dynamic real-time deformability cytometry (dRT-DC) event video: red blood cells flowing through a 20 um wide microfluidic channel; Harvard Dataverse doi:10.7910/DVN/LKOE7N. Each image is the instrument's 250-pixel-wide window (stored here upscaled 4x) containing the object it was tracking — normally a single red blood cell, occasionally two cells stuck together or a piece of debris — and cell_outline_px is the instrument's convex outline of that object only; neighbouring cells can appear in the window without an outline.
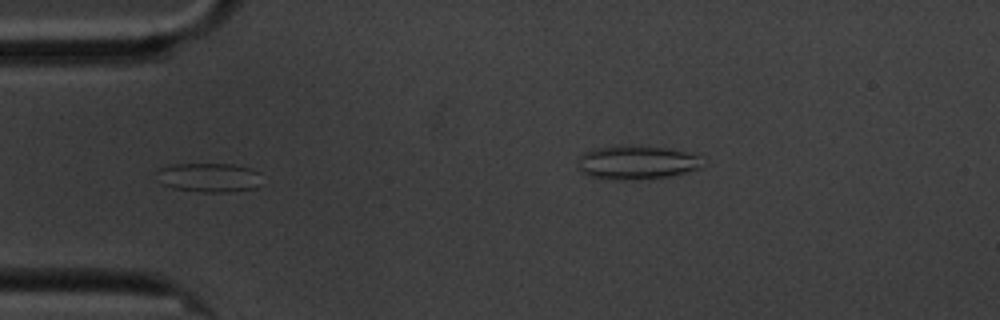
{"species": "common noctule bat (a hibernating species)", "species_latin": "Nyctalus noctula", "temperature_condition": "cold", "stored_images_in_passage": 36, "segment_of_instrument_passage": [1, 2], "camera_frame_rate_fps": 3000, "um_per_image_px": 0.085, "animal": {"sex": "male", "body_mass_g": 20.1, "forearm_length_mm": 53.5}, "frame": {"image": 1, "passage_image": 3, "time_ms": 0.667, "image_size_px": [1000, 320], "cell_outline_px": [[260, 172], [256, 188], [232, 192], [204, 192], [172, 188], [164, 184], [156, 172], [156, 168], [172, 164], [232, 164], [252, 168]], "centroid_in_image_um": [17.76, 15.08], "position_along_channel_um": 67.2, "area_um2": 17.86}}
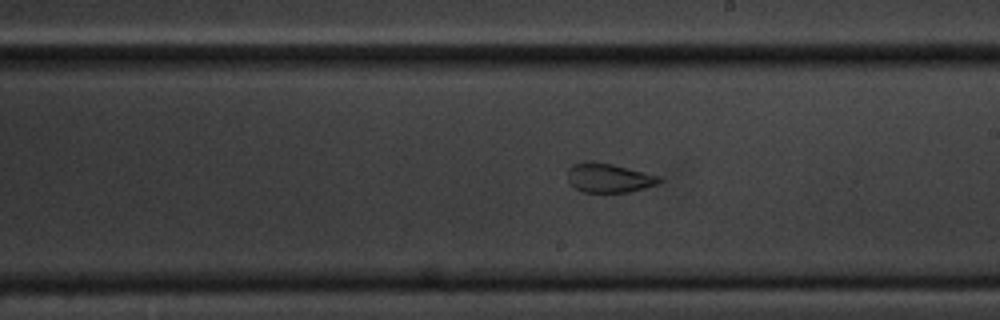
{"frame": {"image": 2, "passage_image": 18, "time_ms": 5.667, "image_size_px": [1000, 320], "cell_outline_px": [[664, 180], [660, 184], [632, 192], [584, 192], [568, 184], [568, 168], [572, 164], [588, 160], [592, 160], [612, 164], [660, 176]], "centroid_in_image_um": [51.77, 15.12], "position_along_channel_um": 237.2, "area_um2": 15.95}}
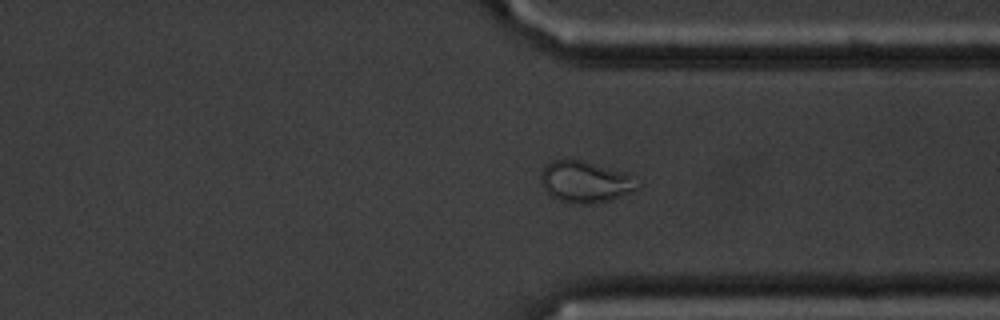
{"frame": {"image": 3, "passage_image": 29, "time_ms": 9.333, "image_size_px": [1000, 320], "cell_outline_px": [[640, 188], [612, 200], [588, 204], [572, 204], [560, 200], [552, 196], [544, 188], [540, 180], [540, 176], [544, 164], [552, 160], [564, 156], [628, 172], [640, 184]], "centroid_in_image_um": [49.74, 15.42], "position_along_channel_um": 361.7, "area_um2": 23.99}}